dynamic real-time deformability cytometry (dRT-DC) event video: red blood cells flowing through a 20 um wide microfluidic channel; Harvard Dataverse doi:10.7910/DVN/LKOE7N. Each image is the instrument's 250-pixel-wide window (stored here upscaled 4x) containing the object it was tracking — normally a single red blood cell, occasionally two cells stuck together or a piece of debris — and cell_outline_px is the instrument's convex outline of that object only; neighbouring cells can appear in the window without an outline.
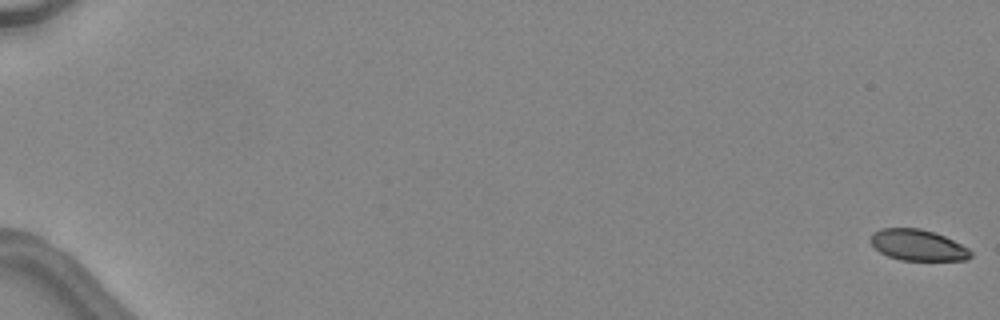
{"species": "common noctule bat (a hibernating species)", "species_latin": "Nyctalus noctula", "temperature_condition": "warm", "stored_images_in_passage": 49, "camera_frame_rate_fps": 3000, "um_per_image_px": 0.085, "animal": {"sex": "female", "body_mass_g": 24.6, "forearm_length_mm": 56.2}, "frame": {"image": 1, "passage_image": 1, "time_ms": 0.0, "image_size_px": [1000, 320], "cell_outline_px": [[972, 256], [968, 260], [900, 260], [888, 256], [880, 252], [868, 240], [872, 232], [880, 228], [920, 228], [944, 236], [968, 248], [972, 252]], "centroid_in_image_um": [77.98, 20.83], "position_along_channel_um": 7.0, "area_um2": 18.15}}
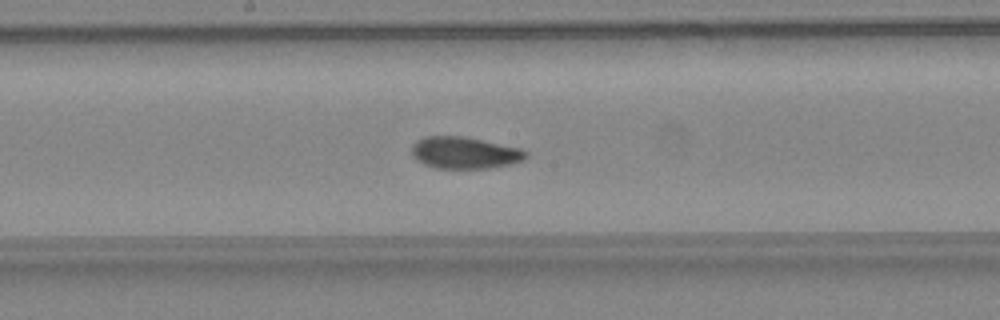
{"frame": {"image": 2, "passage_image": 29, "time_ms": 9.333, "image_size_px": [1000, 320], "cell_outline_px": [[528, 156], [524, 160], [512, 164], [492, 168], [432, 168], [416, 160], [412, 156], [412, 144], [416, 140], [428, 136], [460, 136], [520, 148], [528, 152]], "centroid_in_image_um": [39.48, 13.0], "position_along_channel_um": 208.7, "area_um2": 21.21}}
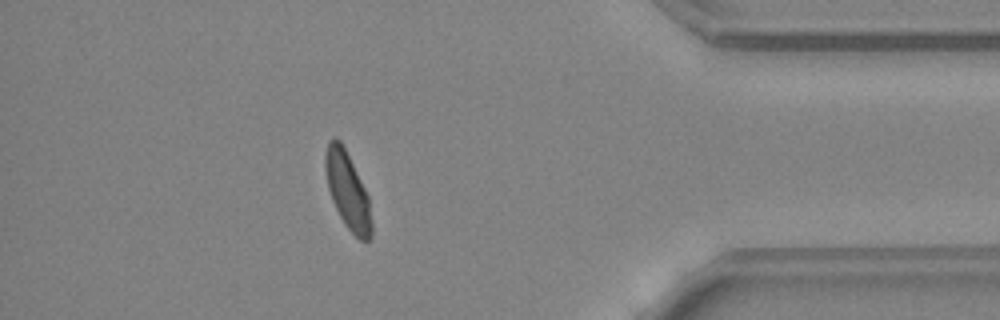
{"frame": {"image": 3, "passage_image": 44, "time_ms": 14.333, "image_size_px": [1000, 320], "cell_outline_px": [[372, 236], [368, 240], [360, 240], [344, 224], [332, 200], [328, 188], [324, 168], [324, 156], [328, 140], [332, 136], [340, 140], [368, 196], [372, 220]], "centroid_in_image_um": [29.52, 16.2], "position_along_channel_um": 405.7, "area_um2": 20.46}, "authors_computed_cell_mechanics": {"area_um2": 20.9814, "velocity_mm_per_s": 4.5428, "shape_relaxation_time_tau1_ms": 5.2813, "shape_relaxation_time_tau2_ms": 0.9796, "deformation_change_tau1": 0.1353, "deformation_change_tau2": 0.0618}}